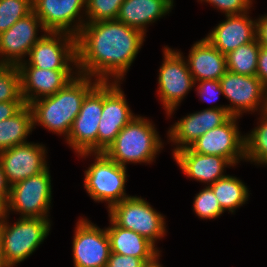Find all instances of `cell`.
Wrapping results in <instances>:
<instances>
[{"label": "cell", "instance_id": "28", "mask_svg": "<svg viewBox=\"0 0 267 267\" xmlns=\"http://www.w3.org/2000/svg\"><path fill=\"white\" fill-rule=\"evenodd\" d=\"M260 118V124L245 135V161L267 166V113L262 111Z\"/></svg>", "mask_w": 267, "mask_h": 267}, {"label": "cell", "instance_id": "2", "mask_svg": "<svg viewBox=\"0 0 267 267\" xmlns=\"http://www.w3.org/2000/svg\"><path fill=\"white\" fill-rule=\"evenodd\" d=\"M98 82L92 77L77 74L54 95L31 102L29 106L32 110L33 128L40 125L66 139L80 112L84 97Z\"/></svg>", "mask_w": 267, "mask_h": 267}, {"label": "cell", "instance_id": "35", "mask_svg": "<svg viewBox=\"0 0 267 267\" xmlns=\"http://www.w3.org/2000/svg\"><path fill=\"white\" fill-rule=\"evenodd\" d=\"M145 265L141 258L111 252L106 267H144Z\"/></svg>", "mask_w": 267, "mask_h": 267}, {"label": "cell", "instance_id": "29", "mask_svg": "<svg viewBox=\"0 0 267 267\" xmlns=\"http://www.w3.org/2000/svg\"><path fill=\"white\" fill-rule=\"evenodd\" d=\"M23 102L20 73L16 65L0 64V103Z\"/></svg>", "mask_w": 267, "mask_h": 267}, {"label": "cell", "instance_id": "7", "mask_svg": "<svg viewBox=\"0 0 267 267\" xmlns=\"http://www.w3.org/2000/svg\"><path fill=\"white\" fill-rule=\"evenodd\" d=\"M109 218L119 227H123L148 239L154 245L166 234L163 214L157 212L142 197L131 196L113 205Z\"/></svg>", "mask_w": 267, "mask_h": 267}, {"label": "cell", "instance_id": "21", "mask_svg": "<svg viewBox=\"0 0 267 267\" xmlns=\"http://www.w3.org/2000/svg\"><path fill=\"white\" fill-rule=\"evenodd\" d=\"M173 159L188 178L212 185L226 175L224 170L233 165L224 157L216 155H203L194 152L190 147L178 150Z\"/></svg>", "mask_w": 267, "mask_h": 267}, {"label": "cell", "instance_id": "15", "mask_svg": "<svg viewBox=\"0 0 267 267\" xmlns=\"http://www.w3.org/2000/svg\"><path fill=\"white\" fill-rule=\"evenodd\" d=\"M32 7L46 31L77 36L86 23V0H32Z\"/></svg>", "mask_w": 267, "mask_h": 267}, {"label": "cell", "instance_id": "23", "mask_svg": "<svg viewBox=\"0 0 267 267\" xmlns=\"http://www.w3.org/2000/svg\"><path fill=\"white\" fill-rule=\"evenodd\" d=\"M173 4L174 0H125L116 20L146 35L147 25L169 14Z\"/></svg>", "mask_w": 267, "mask_h": 267}, {"label": "cell", "instance_id": "10", "mask_svg": "<svg viewBox=\"0 0 267 267\" xmlns=\"http://www.w3.org/2000/svg\"><path fill=\"white\" fill-rule=\"evenodd\" d=\"M103 109V81H99L84 97L81 109L66 138V143L80 154L97 152V134Z\"/></svg>", "mask_w": 267, "mask_h": 267}, {"label": "cell", "instance_id": "27", "mask_svg": "<svg viewBox=\"0 0 267 267\" xmlns=\"http://www.w3.org/2000/svg\"><path fill=\"white\" fill-rule=\"evenodd\" d=\"M260 44L257 38L226 54L227 70L236 74L256 76Z\"/></svg>", "mask_w": 267, "mask_h": 267}, {"label": "cell", "instance_id": "31", "mask_svg": "<svg viewBox=\"0 0 267 267\" xmlns=\"http://www.w3.org/2000/svg\"><path fill=\"white\" fill-rule=\"evenodd\" d=\"M125 0H86V23L116 20Z\"/></svg>", "mask_w": 267, "mask_h": 267}, {"label": "cell", "instance_id": "30", "mask_svg": "<svg viewBox=\"0 0 267 267\" xmlns=\"http://www.w3.org/2000/svg\"><path fill=\"white\" fill-rule=\"evenodd\" d=\"M32 11V0H0V34Z\"/></svg>", "mask_w": 267, "mask_h": 267}, {"label": "cell", "instance_id": "43", "mask_svg": "<svg viewBox=\"0 0 267 267\" xmlns=\"http://www.w3.org/2000/svg\"><path fill=\"white\" fill-rule=\"evenodd\" d=\"M264 112L267 113V86H266V93H265V107H264Z\"/></svg>", "mask_w": 267, "mask_h": 267}, {"label": "cell", "instance_id": "39", "mask_svg": "<svg viewBox=\"0 0 267 267\" xmlns=\"http://www.w3.org/2000/svg\"><path fill=\"white\" fill-rule=\"evenodd\" d=\"M11 185L8 183L0 161V195L7 201L10 196Z\"/></svg>", "mask_w": 267, "mask_h": 267}, {"label": "cell", "instance_id": "34", "mask_svg": "<svg viewBox=\"0 0 267 267\" xmlns=\"http://www.w3.org/2000/svg\"><path fill=\"white\" fill-rule=\"evenodd\" d=\"M199 85L196 87L199 100L213 103L217 101L219 94L223 95L219 80H203L198 81Z\"/></svg>", "mask_w": 267, "mask_h": 267}, {"label": "cell", "instance_id": "18", "mask_svg": "<svg viewBox=\"0 0 267 267\" xmlns=\"http://www.w3.org/2000/svg\"><path fill=\"white\" fill-rule=\"evenodd\" d=\"M45 145L33 142L19 144L0 152V161L8 183L12 186L16 182L38 175L45 171Z\"/></svg>", "mask_w": 267, "mask_h": 267}, {"label": "cell", "instance_id": "8", "mask_svg": "<svg viewBox=\"0 0 267 267\" xmlns=\"http://www.w3.org/2000/svg\"><path fill=\"white\" fill-rule=\"evenodd\" d=\"M163 54V63L158 75L157 94L167 116L170 117L196 83L183 53L165 46Z\"/></svg>", "mask_w": 267, "mask_h": 267}, {"label": "cell", "instance_id": "40", "mask_svg": "<svg viewBox=\"0 0 267 267\" xmlns=\"http://www.w3.org/2000/svg\"><path fill=\"white\" fill-rule=\"evenodd\" d=\"M6 215V200L0 195V219Z\"/></svg>", "mask_w": 267, "mask_h": 267}, {"label": "cell", "instance_id": "42", "mask_svg": "<svg viewBox=\"0 0 267 267\" xmlns=\"http://www.w3.org/2000/svg\"><path fill=\"white\" fill-rule=\"evenodd\" d=\"M160 256H158L154 261L147 263L144 267H163L159 262Z\"/></svg>", "mask_w": 267, "mask_h": 267}, {"label": "cell", "instance_id": "16", "mask_svg": "<svg viewBox=\"0 0 267 267\" xmlns=\"http://www.w3.org/2000/svg\"><path fill=\"white\" fill-rule=\"evenodd\" d=\"M231 117L227 105H215L194 113L175 122L168 130V140L176 145L174 154L190 145L207 131L219 127Z\"/></svg>", "mask_w": 267, "mask_h": 267}, {"label": "cell", "instance_id": "12", "mask_svg": "<svg viewBox=\"0 0 267 267\" xmlns=\"http://www.w3.org/2000/svg\"><path fill=\"white\" fill-rule=\"evenodd\" d=\"M223 96L230 101L227 111L231 116L264 111L266 86L256 76H246L226 71L219 80Z\"/></svg>", "mask_w": 267, "mask_h": 267}, {"label": "cell", "instance_id": "22", "mask_svg": "<svg viewBox=\"0 0 267 267\" xmlns=\"http://www.w3.org/2000/svg\"><path fill=\"white\" fill-rule=\"evenodd\" d=\"M186 60L195 83L203 80H220L227 71L226 56L206 38L192 45Z\"/></svg>", "mask_w": 267, "mask_h": 267}, {"label": "cell", "instance_id": "38", "mask_svg": "<svg viewBox=\"0 0 267 267\" xmlns=\"http://www.w3.org/2000/svg\"><path fill=\"white\" fill-rule=\"evenodd\" d=\"M256 38L260 46L267 47V14L256 20Z\"/></svg>", "mask_w": 267, "mask_h": 267}, {"label": "cell", "instance_id": "11", "mask_svg": "<svg viewBox=\"0 0 267 267\" xmlns=\"http://www.w3.org/2000/svg\"><path fill=\"white\" fill-rule=\"evenodd\" d=\"M120 82H103V109L97 134V152H105L119 132L136 116Z\"/></svg>", "mask_w": 267, "mask_h": 267}, {"label": "cell", "instance_id": "24", "mask_svg": "<svg viewBox=\"0 0 267 267\" xmlns=\"http://www.w3.org/2000/svg\"><path fill=\"white\" fill-rule=\"evenodd\" d=\"M106 228L110 239L111 252L141 258L146 264L160 256V250L135 231L117 226L111 219Z\"/></svg>", "mask_w": 267, "mask_h": 267}, {"label": "cell", "instance_id": "4", "mask_svg": "<svg viewBox=\"0 0 267 267\" xmlns=\"http://www.w3.org/2000/svg\"><path fill=\"white\" fill-rule=\"evenodd\" d=\"M95 157L94 163L84 171V188L92 200L106 202L108 210L115 204L131 196L125 192L126 168L110 159L104 152H84L81 158Z\"/></svg>", "mask_w": 267, "mask_h": 267}, {"label": "cell", "instance_id": "13", "mask_svg": "<svg viewBox=\"0 0 267 267\" xmlns=\"http://www.w3.org/2000/svg\"><path fill=\"white\" fill-rule=\"evenodd\" d=\"M76 224L72 245L74 267H106L111 253L106 228L101 229L85 218Z\"/></svg>", "mask_w": 267, "mask_h": 267}, {"label": "cell", "instance_id": "41", "mask_svg": "<svg viewBox=\"0 0 267 267\" xmlns=\"http://www.w3.org/2000/svg\"><path fill=\"white\" fill-rule=\"evenodd\" d=\"M0 267H9V265L6 263V260L3 254V246H2L1 239H0Z\"/></svg>", "mask_w": 267, "mask_h": 267}, {"label": "cell", "instance_id": "26", "mask_svg": "<svg viewBox=\"0 0 267 267\" xmlns=\"http://www.w3.org/2000/svg\"><path fill=\"white\" fill-rule=\"evenodd\" d=\"M222 210L234 213L249 198L248 187L235 176L226 175L210 185Z\"/></svg>", "mask_w": 267, "mask_h": 267}, {"label": "cell", "instance_id": "37", "mask_svg": "<svg viewBox=\"0 0 267 267\" xmlns=\"http://www.w3.org/2000/svg\"><path fill=\"white\" fill-rule=\"evenodd\" d=\"M24 102H1L0 103V121L11 118L23 106Z\"/></svg>", "mask_w": 267, "mask_h": 267}, {"label": "cell", "instance_id": "3", "mask_svg": "<svg viewBox=\"0 0 267 267\" xmlns=\"http://www.w3.org/2000/svg\"><path fill=\"white\" fill-rule=\"evenodd\" d=\"M163 144L155 124L137 115L119 132L104 153L124 167L129 163L151 164L163 149Z\"/></svg>", "mask_w": 267, "mask_h": 267}, {"label": "cell", "instance_id": "14", "mask_svg": "<svg viewBox=\"0 0 267 267\" xmlns=\"http://www.w3.org/2000/svg\"><path fill=\"white\" fill-rule=\"evenodd\" d=\"M237 119L231 116L224 124L207 131L190 148L199 154L226 158L233 167L245 160V135L238 129Z\"/></svg>", "mask_w": 267, "mask_h": 267}, {"label": "cell", "instance_id": "17", "mask_svg": "<svg viewBox=\"0 0 267 267\" xmlns=\"http://www.w3.org/2000/svg\"><path fill=\"white\" fill-rule=\"evenodd\" d=\"M40 27V28H39ZM46 33L42 22L32 11L0 34V64L18 65L23 62L33 45Z\"/></svg>", "mask_w": 267, "mask_h": 267}, {"label": "cell", "instance_id": "1", "mask_svg": "<svg viewBox=\"0 0 267 267\" xmlns=\"http://www.w3.org/2000/svg\"><path fill=\"white\" fill-rule=\"evenodd\" d=\"M145 37L118 20L85 23L76 36L77 73L121 83Z\"/></svg>", "mask_w": 267, "mask_h": 267}, {"label": "cell", "instance_id": "36", "mask_svg": "<svg viewBox=\"0 0 267 267\" xmlns=\"http://www.w3.org/2000/svg\"><path fill=\"white\" fill-rule=\"evenodd\" d=\"M256 77L267 86V47L260 46Z\"/></svg>", "mask_w": 267, "mask_h": 267}, {"label": "cell", "instance_id": "5", "mask_svg": "<svg viewBox=\"0 0 267 267\" xmlns=\"http://www.w3.org/2000/svg\"><path fill=\"white\" fill-rule=\"evenodd\" d=\"M8 214L0 219V239L3 254L9 267L27 259L47 238L50 219L20 218L9 225Z\"/></svg>", "mask_w": 267, "mask_h": 267}, {"label": "cell", "instance_id": "6", "mask_svg": "<svg viewBox=\"0 0 267 267\" xmlns=\"http://www.w3.org/2000/svg\"><path fill=\"white\" fill-rule=\"evenodd\" d=\"M52 187L49 167L42 173L16 182L6 201V214L18 212L20 218L49 219Z\"/></svg>", "mask_w": 267, "mask_h": 267}, {"label": "cell", "instance_id": "32", "mask_svg": "<svg viewBox=\"0 0 267 267\" xmlns=\"http://www.w3.org/2000/svg\"><path fill=\"white\" fill-rule=\"evenodd\" d=\"M193 210L201 219H216L224 213L217 197L210 186H205L196 194L193 201Z\"/></svg>", "mask_w": 267, "mask_h": 267}, {"label": "cell", "instance_id": "25", "mask_svg": "<svg viewBox=\"0 0 267 267\" xmlns=\"http://www.w3.org/2000/svg\"><path fill=\"white\" fill-rule=\"evenodd\" d=\"M33 129L32 110L25 104L11 118L0 121V152L27 143V136Z\"/></svg>", "mask_w": 267, "mask_h": 267}, {"label": "cell", "instance_id": "9", "mask_svg": "<svg viewBox=\"0 0 267 267\" xmlns=\"http://www.w3.org/2000/svg\"><path fill=\"white\" fill-rule=\"evenodd\" d=\"M28 57L17 66H33L44 70H73L77 68L76 36L66 32L47 31L33 45Z\"/></svg>", "mask_w": 267, "mask_h": 267}, {"label": "cell", "instance_id": "19", "mask_svg": "<svg viewBox=\"0 0 267 267\" xmlns=\"http://www.w3.org/2000/svg\"><path fill=\"white\" fill-rule=\"evenodd\" d=\"M17 68L20 73L22 99L28 105L40 98L54 95L78 74L77 70H44L33 66Z\"/></svg>", "mask_w": 267, "mask_h": 267}, {"label": "cell", "instance_id": "33", "mask_svg": "<svg viewBox=\"0 0 267 267\" xmlns=\"http://www.w3.org/2000/svg\"><path fill=\"white\" fill-rule=\"evenodd\" d=\"M201 3L207 2L213 5L214 8L220 10L226 15H239L249 12L252 7L253 0H198Z\"/></svg>", "mask_w": 267, "mask_h": 267}, {"label": "cell", "instance_id": "20", "mask_svg": "<svg viewBox=\"0 0 267 267\" xmlns=\"http://www.w3.org/2000/svg\"><path fill=\"white\" fill-rule=\"evenodd\" d=\"M248 14L226 15V20L214 27L205 38L224 55L254 41L256 20H252Z\"/></svg>", "mask_w": 267, "mask_h": 267}]
</instances>
